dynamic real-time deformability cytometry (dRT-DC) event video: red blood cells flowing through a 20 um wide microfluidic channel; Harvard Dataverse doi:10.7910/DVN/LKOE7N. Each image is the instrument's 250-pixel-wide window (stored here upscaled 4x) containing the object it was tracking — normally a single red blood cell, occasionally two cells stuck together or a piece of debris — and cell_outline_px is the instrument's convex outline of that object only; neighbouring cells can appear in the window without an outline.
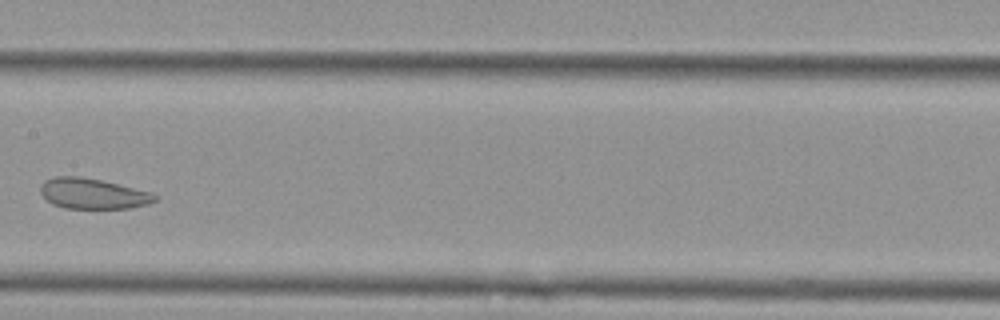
{"species": "Egyptian fruit bat (a non-hibernating species)", "species_latin": "Rousettus aegyptiacus", "temperature_condition": "cold", "stored_images_in_passage": 8, "camera_frame_rate_fps": 3000, "um_per_image_px": 0.085, "animal": {"sex": "female"}, "frame": {"image": 1, "passage_image": 6, "time_ms": 1.667, "image_size_px": [1000, 320], "cell_outline_px": [[160, 196], [156, 200], [148, 204], [128, 208], [64, 208], [52, 204], [40, 192], [40, 188], [44, 180], [52, 176], [80, 176], [100, 180], [152, 192]], "centroid_in_image_um": [7.89, 16.45], "position_along_channel_um": 199.5, "area_um2": 20.35}}
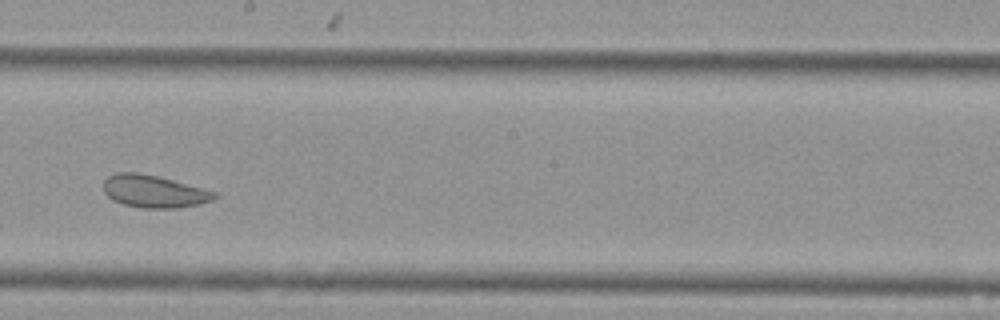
{"frame": {"image": 2, "passage_image": 7, "time_ms": 2.0, "image_size_px": [1000, 320], "cell_outline_px": [[220, 196], [212, 200], [196, 204], [176, 208], [140, 208], [124, 204], [112, 200], [104, 192], [104, 180], [108, 176], [116, 172], [136, 172], [156, 176], [172, 180], [216, 192]], "centroid_in_image_um": [13.05, 16.27], "position_along_channel_um": 235.1, "area_um2": 20.81}}